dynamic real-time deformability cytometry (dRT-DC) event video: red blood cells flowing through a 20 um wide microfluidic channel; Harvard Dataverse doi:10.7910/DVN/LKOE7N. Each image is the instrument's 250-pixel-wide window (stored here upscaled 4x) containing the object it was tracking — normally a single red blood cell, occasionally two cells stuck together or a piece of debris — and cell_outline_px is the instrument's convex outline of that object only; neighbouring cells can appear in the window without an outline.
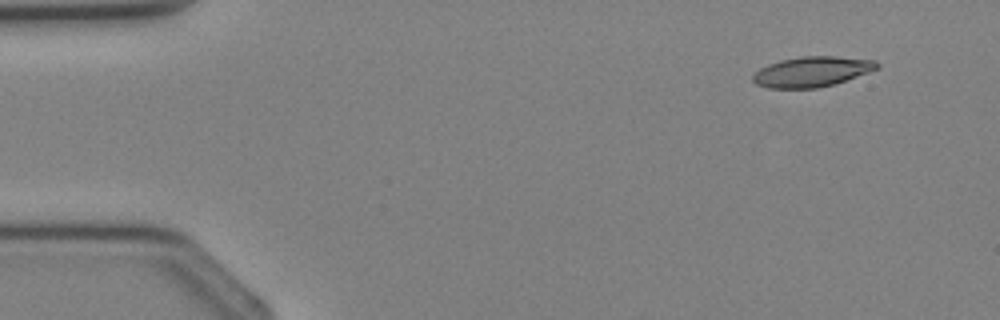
{"species": "Egyptian fruit bat (a non-hibernating species)", "species_latin": "Rousettus aegyptiacus", "temperature_condition": "cold", "stored_images_in_passage": 3, "camera_frame_rate_fps": 3000, "um_per_image_px": 0.085, "animal": {"sex": "female"}, "frame": {"image": 1, "passage_image": 1, "time_ms": 0.0, "image_size_px": [1000, 320], "cell_outline_px": [[880, 68], [832, 84], [816, 88], [768, 88], [756, 84], [752, 80], [752, 76], [760, 68], [768, 64], [780, 60], [800, 56], [836, 56], [876, 60], [880, 64]], "centroid_in_image_um": [69.0, 6.08], "position_along_channel_um": 16.0, "area_um2": 21.79}}
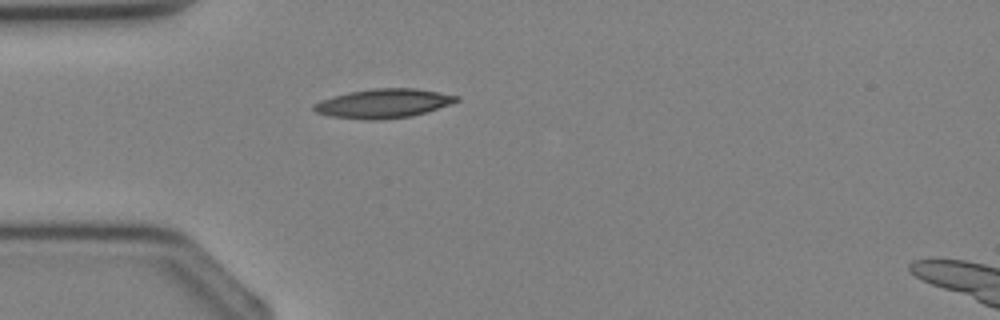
{"frame": {"image": 2, "passage_image": 3, "time_ms": 2.333, "image_size_px": [1000, 320], "cell_outline_px": [[460, 100], [452, 104], [412, 116], [380, 120], [364, 120], [328, 116], [316, 112], [312, 108], [312, 104], [336, 96], [352, 92], [372, 88], [416, 88], [460, 96]], "centroid_in_image_um": [32.63, 8.8], "position_along_channel_um": 52.4, "area_um2": 24.16}}